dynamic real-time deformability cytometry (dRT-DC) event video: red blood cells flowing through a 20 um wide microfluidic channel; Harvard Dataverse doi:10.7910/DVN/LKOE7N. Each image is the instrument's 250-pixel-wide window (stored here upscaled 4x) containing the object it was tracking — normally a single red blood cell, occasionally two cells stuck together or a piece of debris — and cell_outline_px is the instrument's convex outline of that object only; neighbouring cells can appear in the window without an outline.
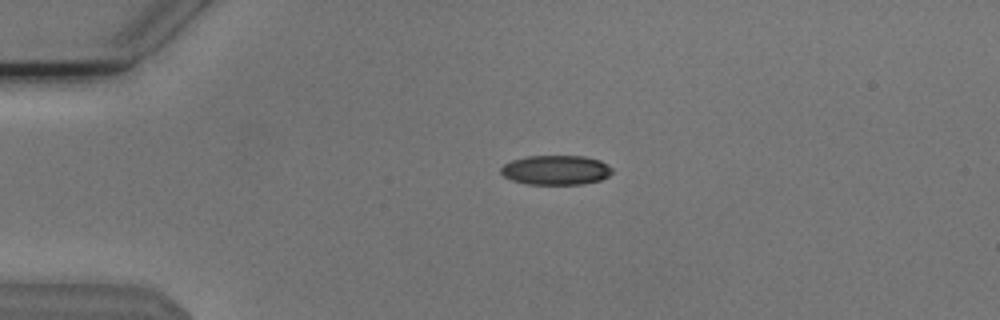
{"species": "Egyptian fruit bat (a non-hibernating species)", "species_latin": "Rousettus aegyptiacus", "temperature_condition": "cold", "stored_images_in_passage": 45, "camera_frame_rate_fps": 3000, "um_per_image_px": 0.085, "animal": {"sex": "male"}, "frame": {"image": 1, "passage_image": 4, "time_ms": 1.0, "image_size_px": [1000, 320], "cell_outline_px": [[612, 172], [608, 176], [600, 180], [584, 184], [528, 184], [512, 180], [504, 176], [500, 172], [500, 168], [504, 164], [512, 160], [528, 156], [584, 156], [600, 160], [612, 168]], "centroid_in_image_um": [47.25, 14.45], "position_along_channel_um": 37.8, "area_um2": 19.13}}
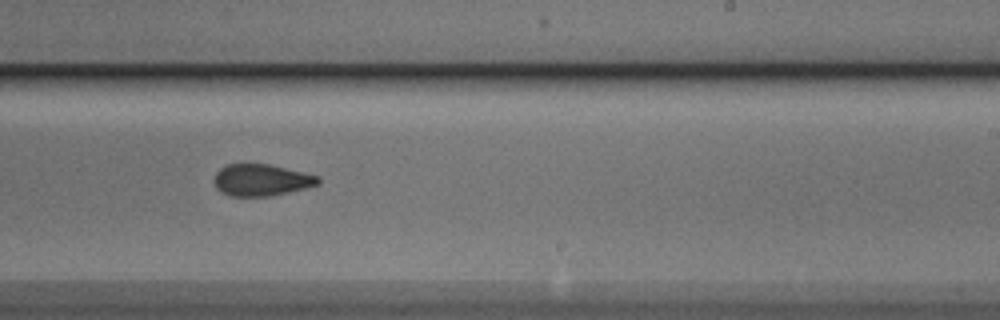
{"frame": {"image": 2, "passage_image": 25, "time_ms": 8.0, "image_size_px": [1000, 320], "cell_outline_px": [[320, 184], [272, 196], [232, 196], [220, 192], [216, 188], [212, 180], [216, 172], [224, 164], [244, 160], [268, 164], [320, 176]], "centroid_in_image_um": [22.13, 15.25], "position_along_channel_um": 266.9, "area_um2": 20.0}}
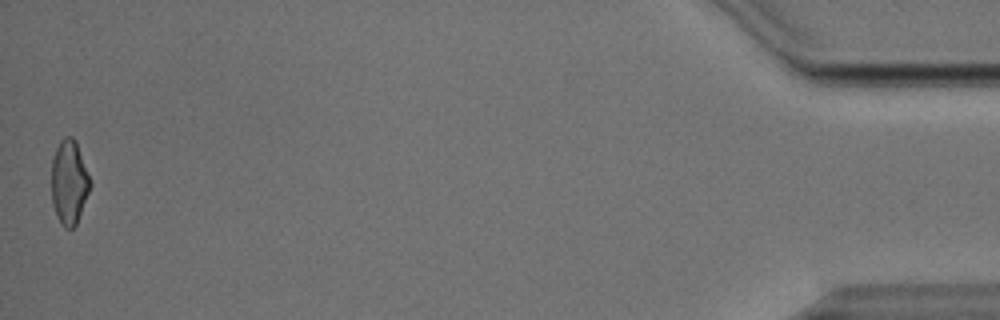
{"frame": {"image": 3, "passage_image": 45, "time_ms": 14.667, "image_size_px": [1000, 320], "cell_outline_px": [[92, 184], [76, 224], [72, 228], [64, 228], [60, 224], [56, 216], [52, 204], [52, 160], [56, 148], [60, 140], [64, 136], [72, 136], [76, 140]], "centroid_in_image_um": [5.87, 15.48], "position_along_channel_um": 429.3, "area_um2": 19.07}, "authors_computed_cell_mechanics": {"area_um2": 19.7676, "velocity_mm_per_s": 3.8325, "shape_relaxation_time_tau1_ms": 3.9462, "shape_relaxation_time_tau2_ms": 1.6092, "deformation_change_tau1": 0.124, "deformation_change_tau2": 0.0728}}